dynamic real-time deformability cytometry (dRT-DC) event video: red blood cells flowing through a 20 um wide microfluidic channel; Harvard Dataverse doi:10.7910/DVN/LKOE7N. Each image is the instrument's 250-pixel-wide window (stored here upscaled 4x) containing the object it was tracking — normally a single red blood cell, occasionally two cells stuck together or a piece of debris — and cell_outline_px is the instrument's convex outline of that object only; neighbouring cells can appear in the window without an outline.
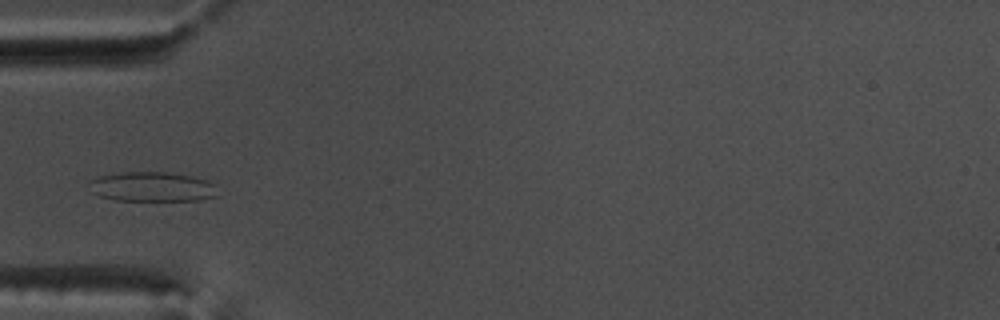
{"species": "common noctule bat (a hibernating species)", "species_latin": "Nyctalus noctula", "temperature_condition": "warm", "stored_images_in_passage": 37, "camera_frame_rate_fps": 3000, "um_per_image_px": 0.085, "animal": {"sex": "male", "body_mass_g": 17.5, "forearm_length_mm": 52.3}, "frame": {"image": 1, "passage_image": 1, "time_ms": 0.0, "image_size_px": [1000, 320], "cell_outline_px": [[216, 196], [200, 200], [116, 200], [100, 196], [88, 192], [88, 180], [100, 176], [124, 172], [168, 172], [192, 176], [208, 180], [216, 184]], "centroid_in_image_um": [12.9, 15.87], "position_along_channel_um": 72.1, "area_um2": 22.43}}
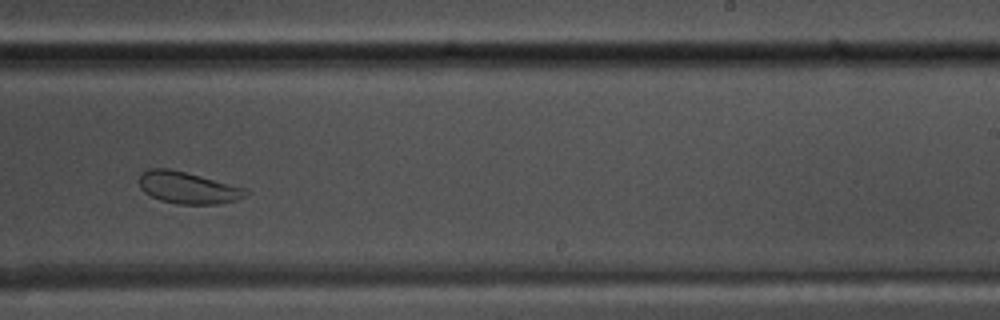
{"frame": {"image": 2, "passage_image": 17, "time_ms": 5.333, "image_size_px": [1000, 320], "cell_outline_px": [[248, 192], [244, 196], [236, 200], [220, 204], [176, 204], [160, 200], [144, 192], [140, 188], [140, 172], [148, 168], [168, 168], [248, 188]], "centroid_in_image_um": [15.96, 15.96], "position_along_channel_um": 273.0, "area_um2": 19.77}}
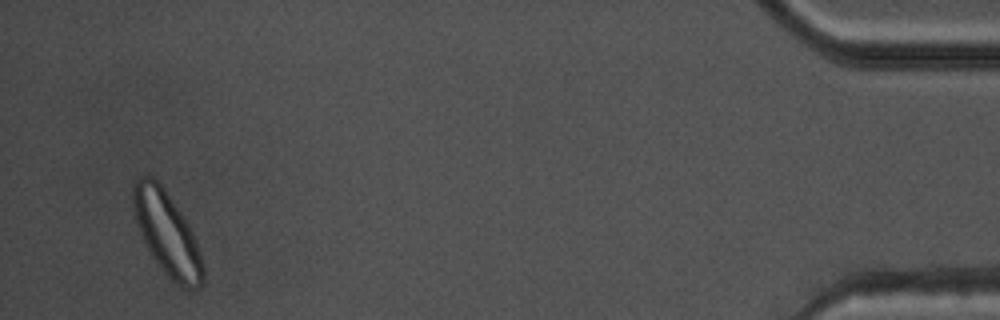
{"frame": {"image": 3, "passage_image": 35, "time_ms": 11.333, "image_size_px": [1000, 320], "cell_outline_px": [[204, 280], [192, 292], [180, 288], [164, 272], [148, 252], [136, 224], [132, 208], [132, 184], [140, 176], [152, 176], [164, 188], [188, 224], [192, 232], [204, 268]], "centroid_in_image_um": [14.16, 19.87], "position_along_channel_um": 421.0, "area_um2": 34.04}}